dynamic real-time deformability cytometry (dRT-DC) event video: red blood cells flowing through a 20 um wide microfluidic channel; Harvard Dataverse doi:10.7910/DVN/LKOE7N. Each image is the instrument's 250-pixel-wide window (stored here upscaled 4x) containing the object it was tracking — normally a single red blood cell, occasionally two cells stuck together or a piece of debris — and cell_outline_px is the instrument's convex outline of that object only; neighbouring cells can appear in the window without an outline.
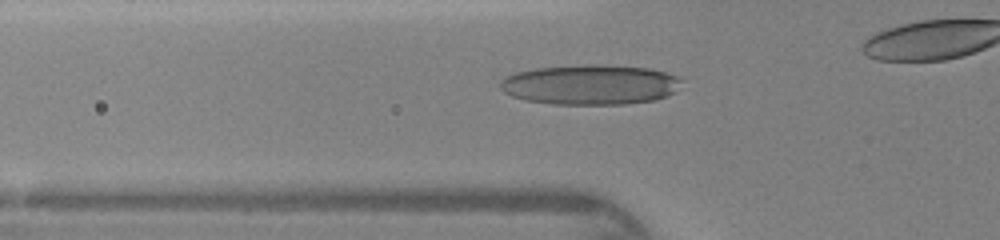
{"species": "human", "species_latin": "Homo sapiens", "temperature_condition": "warm", "stored_images_in_passage": 26, "camera_frame_rate_fps": 3000, "um_per_image_px": 0.085, "donor": {"sex": "female"}, "frame": {"image": 1, "passage_image": 4, "time_ms": 1.0, "image_size_px": [1000, 240], "cell_outline_px": [[684, 80], [676, 92], [668, 96], [656, 100], [624, 104], [556, 104], [524, 100], [512, 96], [504, 92], [500, 88], [500, 80], [516, 72], [536, 68], [592, 64], [648, 68], [664, 72], [676, 76]], "centroid_in_image_um": [50.2, 7.2], "position_along_channel_um": 75.6, "area_um2": 42.37}}
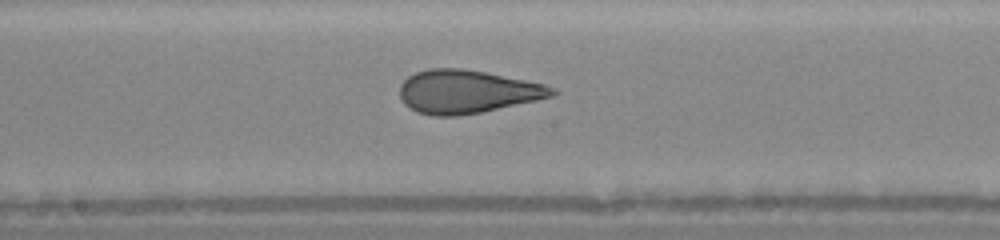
{"frame": {"image": 2, "passage_image": 13, "time_ms": 4.0, "image_size_px": [1000, 240], "cell_outline_px": [[560, 92], [552, 96], [536, 100], [480, 112], [456, 116], [432, 116], [416, 112], [404, 104], [400, 96], [400, 84], [408, 76], [416, 72], [428, 68], [460, 68], [484, 72], [544, 84], [556, 88]], "centroid_in_image_um": [39.67, 7.79], "position_along_channel_um": 208.5, "area_um2": 38.26}}
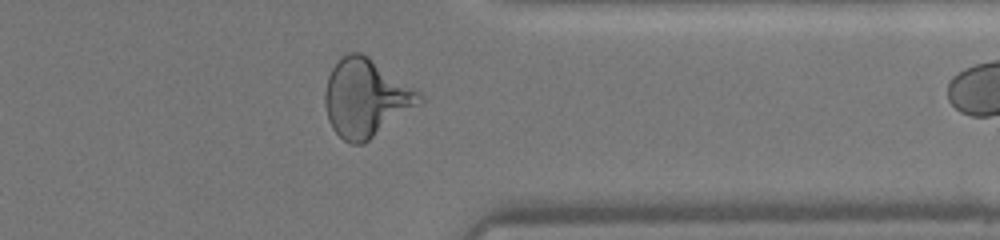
{"frame": {"image": 3, "passage_image": 25, "time_ms": 8.0, "image_size_px": [1000, 240], "cell_outline_px": [[424, 100], [364, 144], [352, 144], [344, 140], [332, 128], [328, 120], [324, 104], [324, 92], [328, 76], [332, 68], [340, 56], [348, 52], [360, 52], [368, 56], [420, 92], [424, 96]], "centroid_in_image_um": [31.06, 8.32], "position_along_channel_um": 380.3, "area_um2": 42.66}}